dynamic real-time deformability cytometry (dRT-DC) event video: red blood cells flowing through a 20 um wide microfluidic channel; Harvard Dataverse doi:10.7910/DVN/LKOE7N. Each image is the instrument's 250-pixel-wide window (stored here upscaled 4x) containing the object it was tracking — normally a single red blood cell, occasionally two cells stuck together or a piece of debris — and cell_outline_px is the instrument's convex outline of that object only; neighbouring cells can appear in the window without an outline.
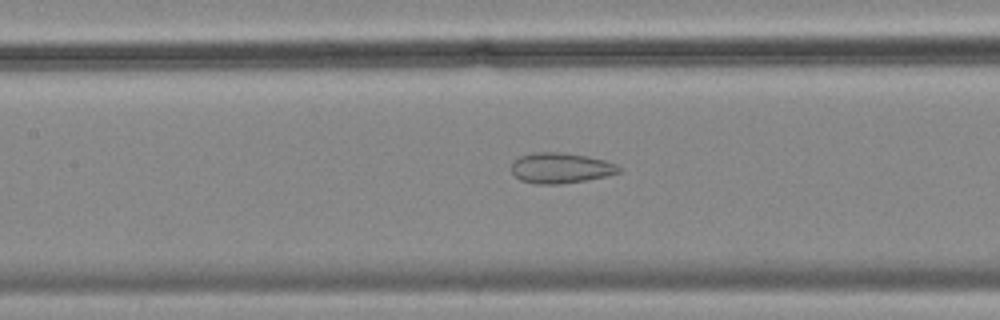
{"species": "common noctule bat (a hibernating species)", "species_latin": "Nyctalus noctula", "temperature_condition": "cold", "stored_images_in_passage": 41, "camera_frame_rate_fps": 3000, "um_per_image_px": 0.085, "animal": {"sex": "female", "body_mass_g": 18.4}, "frame": {"image": 1, "passage_image": 14, "time_ms": 4.333, "image_size_px": [1000, 320], "cell_outline_px": [[624, 168], [620, 172], [608, 176], [588, 180], [560, 184], [536, 184], [520, 180], [512, 172], [512, 160], [520, 156], [532, 152], [560, 152], [584, 156], [604, 160], [616, 164]], "centroid_in_image_um": [47.67, 14.28], "position_along_channel_um": 159.7, "area_um2": 19.25}}
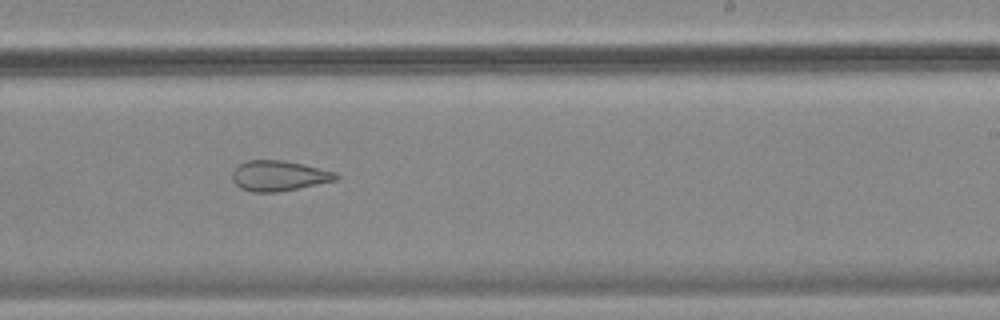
{"frame": {"image": 2, "passage_image": 23, "time_ms": 7.333, "image_size_px": [1000, 320], "cell_outline_px": [[340, 176], [336, 180], [276, 192], [252, 192], [240, 188], [232, 180], [232, 172], [240, 164], [248, 160], [284, 160], [304, 164], [336, 172]], "centroid_in_image_um": [23.69, 14.93], "position_along_channel_um": 265.3, "area_um2": 18.21}}
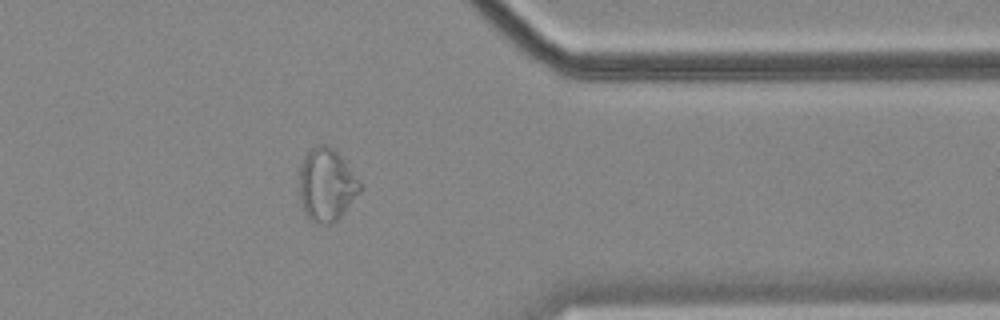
{"frame": {"image": 3, "passage_image": 34, "time_ms": 11.0, "image_size_px": [1000, 320], "cell_outline_px": [[364, 188], [344, 212], [332, 224], [316, 224], [308, 220], [304, 212], [300, 200], [300, 164], [304, 156], [312, 148], [320, 144], [328, 144], [340, 156]], "centroid_in_image_um": [27.74, 15.75], "position_along_channel_um": 383.7, "area_um2": 25.72}, "authors_computed_cell_mechanics": {"area_um2": 21.5594, "velocity_mm_per_s": 3.5447, "shape_relaxation_time_tau1_ms": null, "shape_relaxation_time_tau2_ms": 2.086, "deformation_change_tau1": null, "deformation_change_tau2": 0.1019}}